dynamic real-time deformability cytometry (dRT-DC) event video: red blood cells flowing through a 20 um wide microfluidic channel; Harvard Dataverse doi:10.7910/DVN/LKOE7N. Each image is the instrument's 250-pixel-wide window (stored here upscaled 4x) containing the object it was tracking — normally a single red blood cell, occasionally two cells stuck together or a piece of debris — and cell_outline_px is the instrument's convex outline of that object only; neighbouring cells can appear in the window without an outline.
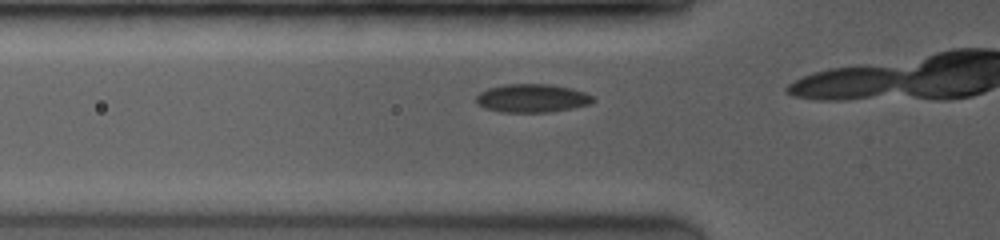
{"species": "common noctule bat (a hibernating species)", "species_latin": "Nyctalus noctula", "temperature_condition": "room temperature", "stored_images_in_passage": 10, "camera_frame_rate_fps": 3500, "um_per_image_px": 0.085, "animal": {"sex": "female", "body_mass_g": 19.0, "forearm_length_mm": 53.3}, "frame": {"image": 1, "passage_image": 5, "time_ms": 0.857, "image_size_px": [1000, 240], "cell_outline_px": [[596, 100], [592, 104], [552, 112], [500, 112], [484, 108], [476, 104], [476, 96], [480, 92], [488, 88], [508, 84], [552, 84], [572, 88], [584, 92], [592, 96]], "centroid_in_image_um": [45.24, 8.35], "position_along_channel_um": 80.6, "area_um2": 19.54}}